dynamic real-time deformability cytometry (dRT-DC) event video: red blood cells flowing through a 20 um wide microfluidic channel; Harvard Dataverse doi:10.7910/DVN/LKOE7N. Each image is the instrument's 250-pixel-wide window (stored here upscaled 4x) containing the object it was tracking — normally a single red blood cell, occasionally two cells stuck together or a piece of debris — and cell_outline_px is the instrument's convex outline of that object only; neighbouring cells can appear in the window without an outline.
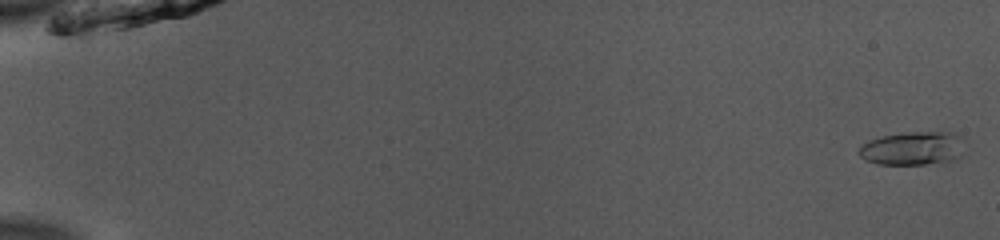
{"species": "common noctule bat (a hibernating species)", "species_latin": "Nyctalus noctula", "temperature_condition": "room temperature", "stored_images_in_passage": 53, "camera_frame_rate_fps": 3000, "um_per_image_px": 0.085, "animal": {"sex": "male", "body_mass_g": 13.0, "forearm_length_mm": 53.1}, "frame": {"image": 1, "passage_image": 2, "time_ms": 0.333, "image_size_px": [1000, 240], "cell_outline_px": [[964, 152], [960, 156], [952, 160], [924, 164], [880, 164], [864, 160], [856, 152], [868, 140], [880, 136], [908, 132], [952, 132], [960, 136]], "centroid_in_image_um": [77.56, 12.6], "position_along_channel_um": 7.4, "area_um2": 20.63}}
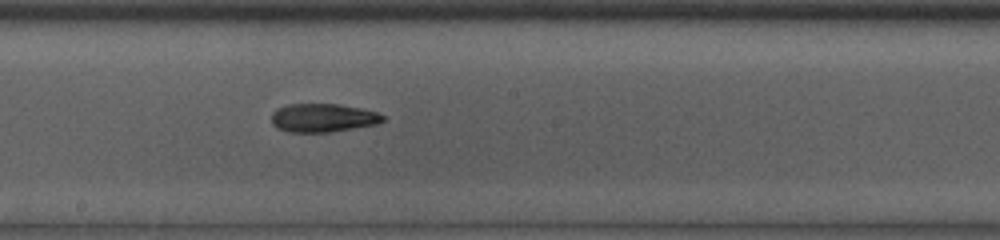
{"frame": {"image": 2, "passage_image": 31, "time_ms": 10.0, "image_size_px": [1000, 240], "cell_outline_px": [[388, 116], [384, 120], [376, 124], [332, 132], [288, 132], [276, 128], [272, 124], [272, 112], [276, 108], [288, 104], [340, 104], [360, 108], [376, 112]], "centroid_in_image_um": [27.44, 10.01], "position_along_channel_um": 220.8, "area_um2": 18.67}}
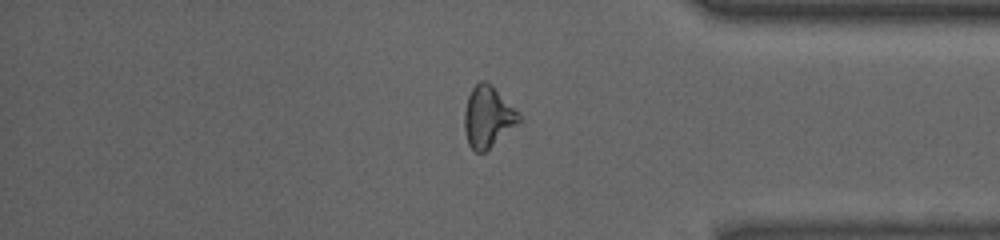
{"frame": {"image": 3, "passage_image": 45, "time_ms": 14.667, "image_size_px": [1000, 240], "cell_outline_px": [[520, 120], [516, 124], [484, 152], [476, 152], [468, 144], [464, 128], [464, 112], [468, 96], [472, 88], [480, 80], [484, 80], [492, 84], [520, 116]], "centroid_in_image_um": [41.41, 9.91], "position_along_channel_um": 393.8, "area_um2": 18.9}, "authors_computed_cell_mechanics": {"area_um2": 19.1896, "velocity_mm_per_s": 3.9639, "shape_relaxation_time_tau1_ms": 5.2001, "shape_relaxation_time_tau2_ms": 5.6285, "deformation_change_tau1": 0.1531, "deformation_change_tau2": 0.1207}}